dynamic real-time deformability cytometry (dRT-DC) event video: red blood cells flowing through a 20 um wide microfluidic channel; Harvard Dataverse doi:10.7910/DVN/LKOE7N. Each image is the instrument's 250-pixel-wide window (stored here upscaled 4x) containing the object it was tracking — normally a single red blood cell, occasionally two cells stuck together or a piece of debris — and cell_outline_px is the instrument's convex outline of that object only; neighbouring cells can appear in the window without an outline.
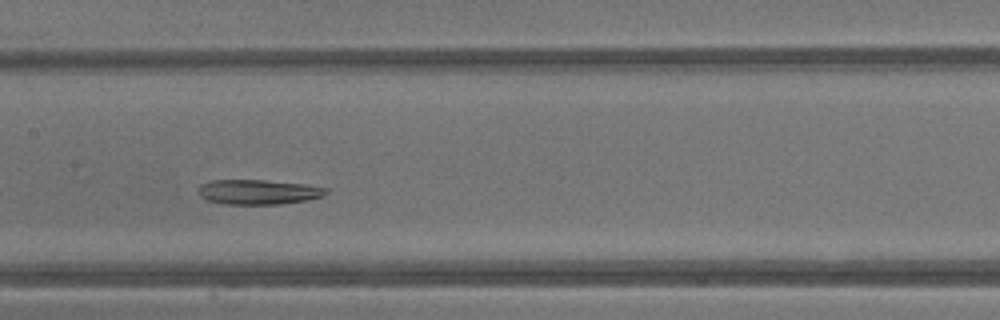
{"species": "common noctule bat (a hibernating species)", "species_latin": "Nyctalus noctula", "temperature_condition": "warm", "stored_images_in_passage": 37, "camera_frame_rate_fps": 3000, "um_per_image_px": 0.085, "animal": {"sex": "male", "body_mass_g": 13.3}, "frame": {"image": 1, "passage_image": 16, "time_ms": 5.0, "image_size_px": [1000, 320], "cell_outline_px": [[328, 192], [324, 196], [308, 200], [280, 204], [224, 204], [208, 200], [200, 196], [196, 188], [200, 184], [212, 180], [264, 180], [304, 184], [328, 188]], "centroid_in_image_um": [21.95, 16.31], "position_along_channel_um": 185.5, "area_um2": 18.61}, "authors_computed_cell_mechanics": {"area_um2": 22.0218, "velocity_mm_per_s": 4.8169, "shape_relaxation_time_tau1_ms": null, "shape_relaxation_time_tau2_ms": 9.0855, "deformation_change_tau1": null, "deformation_change_tau2": 0.2524}}